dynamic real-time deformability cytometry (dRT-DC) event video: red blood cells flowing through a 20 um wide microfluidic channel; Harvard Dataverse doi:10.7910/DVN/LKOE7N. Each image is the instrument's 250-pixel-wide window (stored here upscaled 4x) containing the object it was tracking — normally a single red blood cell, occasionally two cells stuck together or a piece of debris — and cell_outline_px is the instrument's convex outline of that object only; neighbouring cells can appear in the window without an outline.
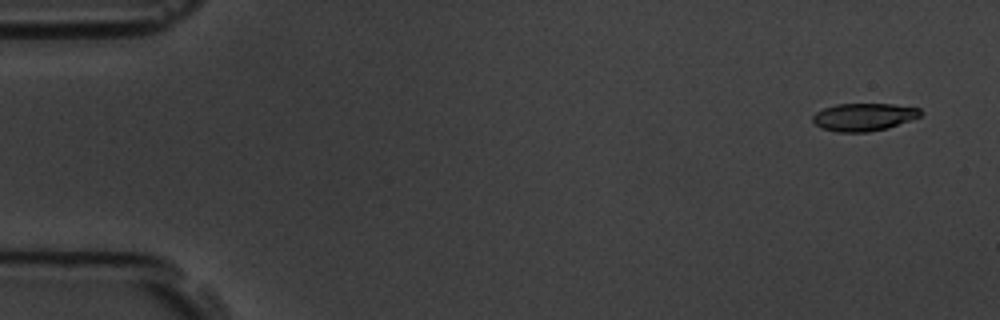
{"species": "common noctule bat (a hibernating species)", "species_latin": "Nyctalus noctula", "temperature_condition": "room temperature", "stored_images_in_passage": 4, "camera_frame_rate_fps": 3000, "um_per_image_px": 0.085, "animal": {"sex": "male", "body_mass_g": 19.5, "forearm_length_mm": 54.6}, "frame": {"image": 1, "passage_image": 1, "time_ms": 0.0, "image_size_px": [1000, 320], "cell_outline_px": [[924, 112], [920, 116], [888, 128], [868, 132], [836, 132], [820, 128], [812, 120], [812, 116], [816, 112], [824, 108], [836, 104], [892, 104], [920, 108]], "centroid_in_image_um": [73.41, 9.94], "position_along_channel_um": 11.6, "area_um2": 17.46}}
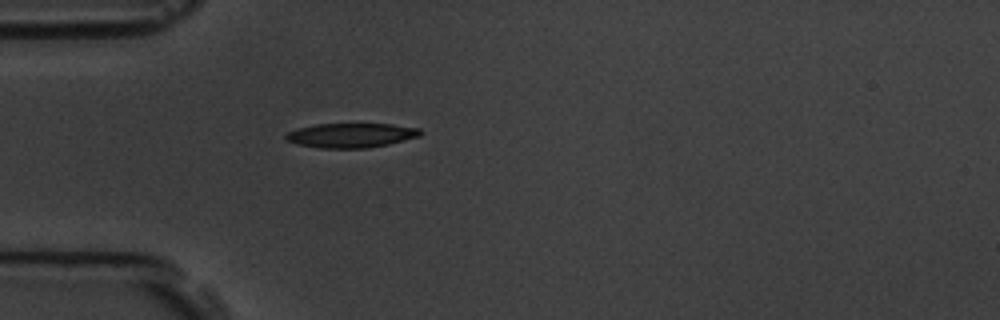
{"frame": {"image": 2, "passage_image": 4, "time_ms": 4.333, "image_size_px": [1000, 320], "cell_outline_px": [[424, 132], [420, 136], [388, 144], [364, 148], [320, 148], [296, 144], [288, 140], [284, 136], [288, 132], [296, 128], [316, 124], [392, 124], [420, 128]], "centroid_in_image_um": [29.85, 11.5], "position_along_channel_um": 55.1, "area_um2": 19.19}}